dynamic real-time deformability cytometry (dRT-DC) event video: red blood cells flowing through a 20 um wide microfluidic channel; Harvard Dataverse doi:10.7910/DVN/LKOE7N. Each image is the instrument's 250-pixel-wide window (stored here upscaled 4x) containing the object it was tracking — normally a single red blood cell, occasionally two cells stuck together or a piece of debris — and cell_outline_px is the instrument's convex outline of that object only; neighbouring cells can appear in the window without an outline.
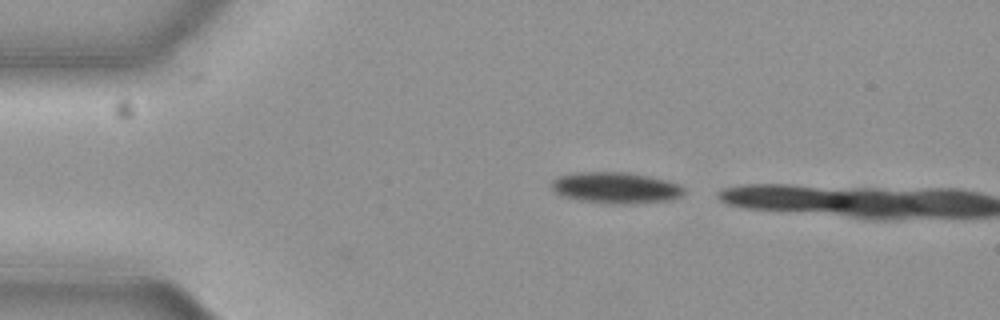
{"species": "common noctule bat (a hibernating species)", "species_latin": "Nyctalus noctula", "temperature_condition": "cold", "stored_images_in_passage": 3, "camera_frame_rate_fps": 3000, "um_per_image_px": 0.085, "animal": {"sex": "female", "body_mass_g": 19.3, "forearm_length_mm": 54.1}, "frame": {"image": 1, "passage_image": 1, "time_ms": 0.0, "image_size_px": [1000, 320], "cell_outline_px": [[684, 192], [680, 196], [672, 200], [628, 204], [612, 204], [580, 200], [560, 196], [548, 184], [556, 176], [576, 172], [628, 172], [668, 180], [680, 184], [684, 188]], "centroid_in_image_um": [52.31, 15.96], "position_along_channel_um": 32.7, "area_um2": 24.45}}